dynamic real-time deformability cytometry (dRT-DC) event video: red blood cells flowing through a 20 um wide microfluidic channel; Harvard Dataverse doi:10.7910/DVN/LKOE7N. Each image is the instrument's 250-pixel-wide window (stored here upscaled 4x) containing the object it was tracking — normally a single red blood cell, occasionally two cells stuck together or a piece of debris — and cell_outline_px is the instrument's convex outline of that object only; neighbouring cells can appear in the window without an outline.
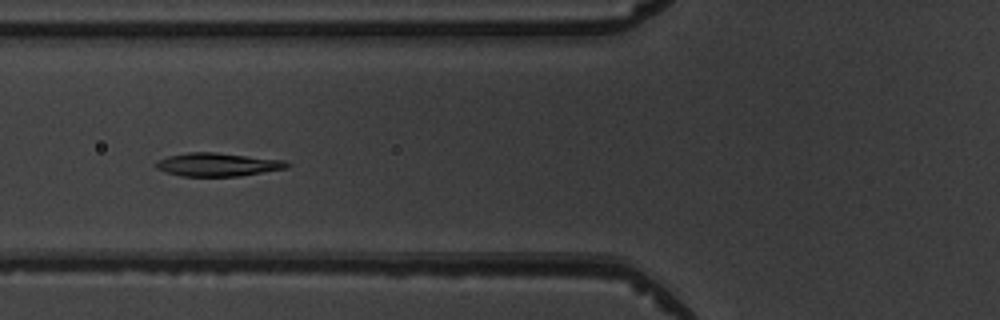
{"species": "common noctule bat (a hibernating species)", "species_latin": "Nyctalus noctula", "temperature_condition": "warm", "stored_images_in_passage": 8, "camera_frame_rate_fps": 3000, "um_per_image_px": 0.085, "animal": {"sex": "male", "body_mass_g": 19.5, "forearm_length_mm": 54.6}, "frame": {"image": 1, "passage_image": 5, "time_ms": 4.667, "image_size_px": [1000, 320], "cell_outline_px": [[292, 164], [288, 168], [240, 176], [180, 176], [156, 168], [156, 164], [160, 160], [168, 156], [188, 152], [216, 152], [284, 160]], "centroid_in_image_um": [18.56, 13.98], "position_along_channel_um": 107.2, "area_um2": 17.74}}
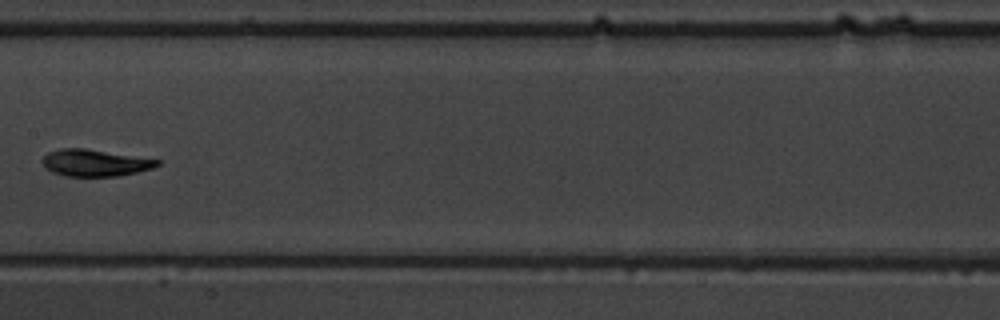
{"frame": {"image": 2, "passage_image": 7, "time_ms": 7.0, "image_size_px": [1000, 320], "cell_outline_px": [[160, 164], [152, 168], [120, 176], [64, 176], [52, 172], [44, 168], [40, 160], [48, 152], [60, 148], [84, 148], [160, 160]], "centroid_in_image_um": [8.01, 13.84], "position_along_channel_um": 199.4, "area_um2": 17.98}}
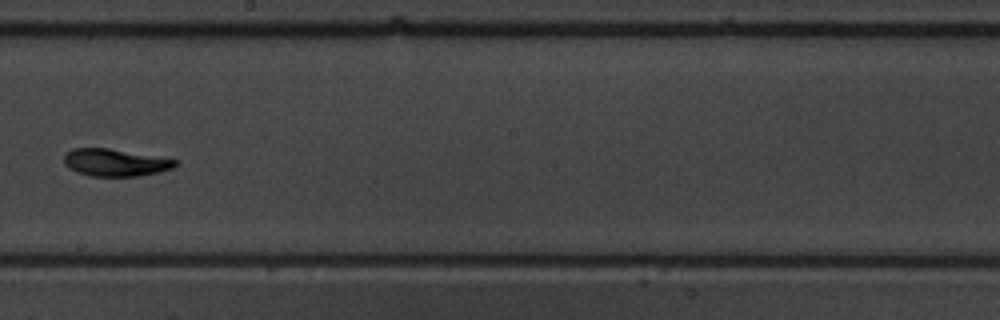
{"frame": {"image": 3, "passage_image": 8, "time_ms": 8.0, "image_size_px": [1000, 320], "cell_outline_px": [[176, 164], [172, 168], [140, 176], [88, 176], [76, 172], [68, 168], [64, 164], [64, 152], [72, 148], [108, 148], [176, 160]], "centroid_in_image_um": [9.68, 13.82], "position_along_channel_um": 238.5, "area_um2": 17.57}}